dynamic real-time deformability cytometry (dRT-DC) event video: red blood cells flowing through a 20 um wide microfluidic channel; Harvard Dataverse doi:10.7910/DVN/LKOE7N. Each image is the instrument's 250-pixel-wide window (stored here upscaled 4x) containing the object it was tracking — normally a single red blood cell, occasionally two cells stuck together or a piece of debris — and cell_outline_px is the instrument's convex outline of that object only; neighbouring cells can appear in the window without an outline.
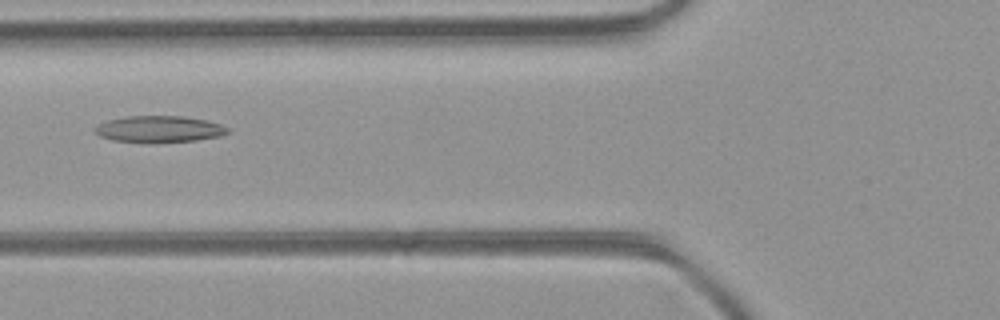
{"species": "common noctule bat (a hibernating species)", "species_latin": "Nyctalus noctula", "temperature_condition": "room temperature", "stored_images_in_passage": 4, "camera_frame_rate_fps": 3000, "um_per_image_px": 0.085, "animal": {"sex": "female", "body_mass_g": 21.9}, "frame": {"image": 1, "passage_image": 4, "time_ms": 1.0, "image_size_px": [1000, 320], "cell_outline_px": [[228, 132], [220, 136], [196, 140], [112, 140], [100, 136], [92, 128], [108, 120], [128, 116], [184, 116], [208, 120], [220, 124], [228, 128]], "centroid_in_image_um": [13.55, 10.92], "position_along_channel_um": 112.2, "area_um2": 19.59}}